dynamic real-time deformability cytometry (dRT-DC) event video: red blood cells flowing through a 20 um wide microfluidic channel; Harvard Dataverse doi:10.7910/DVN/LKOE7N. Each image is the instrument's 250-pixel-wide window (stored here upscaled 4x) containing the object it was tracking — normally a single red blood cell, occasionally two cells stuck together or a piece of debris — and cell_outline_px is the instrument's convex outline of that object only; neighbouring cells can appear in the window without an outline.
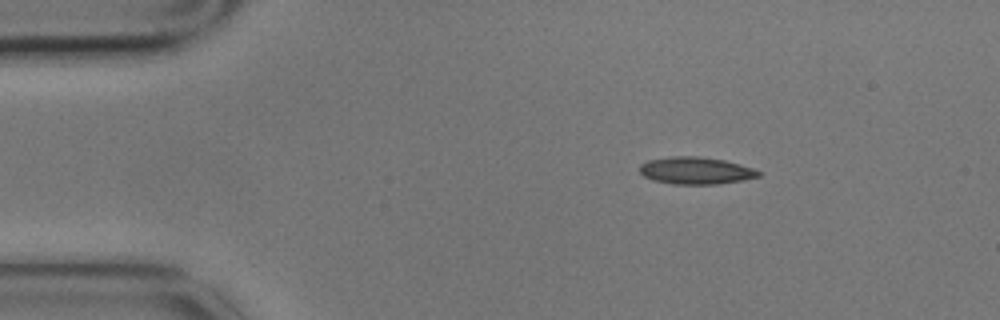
{"species": "common noctule bat (a hibernating species)", "species_latin": "Nyctalus noctula", "temperature_condition": "cold", "stored_images_in_passage": 14, "camera_frame_rate_fps": 3000, "um_per_image_px": 0.085, "animal": {"sex": "male", "body_mass_g": 17.9}, "frame": {"image": 1, "passage_image": 2, "time_ms": 0.333, "image_size_px": [1000, 320], "cell_outline_px": [[760, 176], [740, 180], [716, 184], [672, 184], [652, 180], [644, 176], [640, 172], [640, 164], [648, 160], [672, 156], [696, 156], [724, 160], [740, 164], [752, 168], [760, 172]], "centroid_in_image_um": [59.1, 14.5], "position_along_channel_um": 25.9, "area_um2": 18.67}}
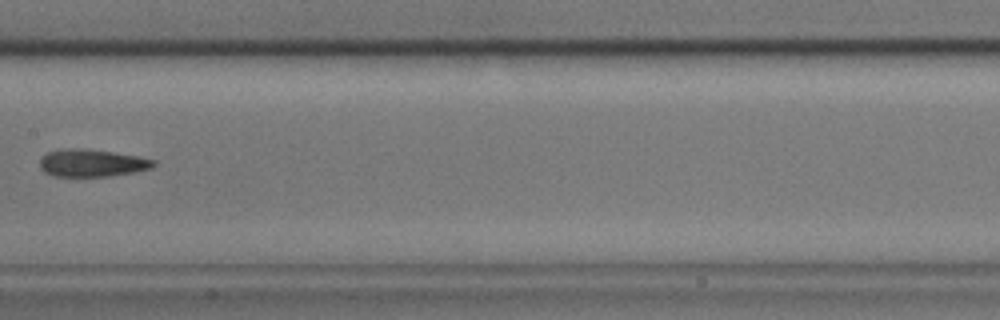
{"frame": {"image": 2, "passage_image": 7, "time_ms": 2.0, "image_size_px": [1000, 320], "cell_outline_px": [[156, 164], [152, 168], [136, 172], [112, 176], [52, 176], [44, 172], [40, 168], [40, 160], [48, 152], [68, 148], [84, 148], [112, 152], [136, 156], [156, 160]], "centroid_in_image_um": [7.83, 13.86], "position_along_channel_um": 199.6, "area_um2": 18.21}}
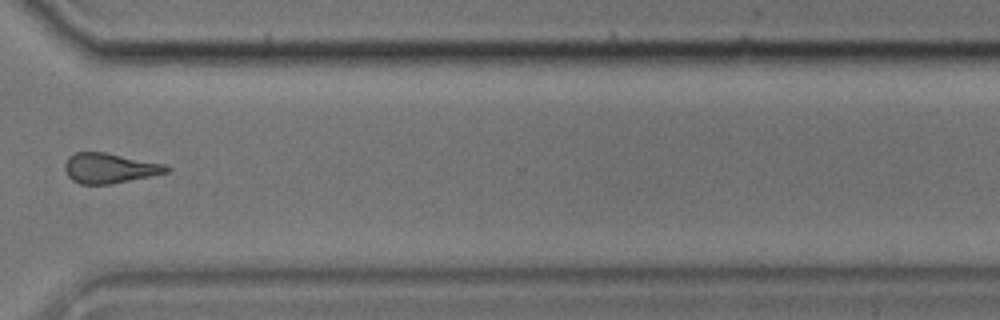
{"frame": {"image": 3, "passage_image": 11, "time_ms": 3.333, "image_size_px": [1000, 320], "cell_outline_px": [[172, 168], [168, 172], [152, 176], [108, 184], [80, 184], [72, 180], [68, 176], [64, 168], [64, 164], [68, 156], [76, 152], [104, 152], [164, 164]], "centroid_in_image_um": [9.29, 14.29], "position_along_channel_um": 361.3, "area_um2": 17.74}}